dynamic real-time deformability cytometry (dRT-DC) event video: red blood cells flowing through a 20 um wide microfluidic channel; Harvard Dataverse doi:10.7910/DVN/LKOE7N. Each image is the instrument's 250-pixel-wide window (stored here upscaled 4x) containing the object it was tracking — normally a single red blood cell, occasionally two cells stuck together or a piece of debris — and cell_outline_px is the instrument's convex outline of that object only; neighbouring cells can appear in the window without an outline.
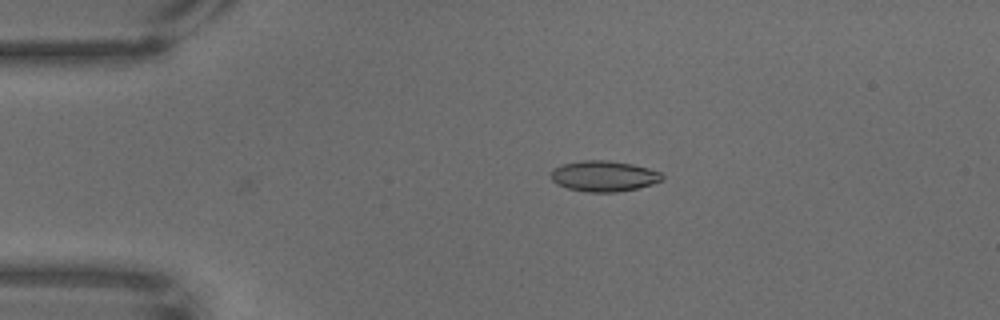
{"species": "common noctule bat (a hibernating species)", "species_latin": "Nyctalus noctula", "temperature_condition": "warm", "stored_images_in_passage": 20, "camera_frame_rate_fps": 3000, "um_per_image_px": 0.085, "animal": {"sex": "male", "body_mass_g": 18.8}, "frame": {"image": 1, "passage_image": 20, "time_ms": 6.333, "image_size_px": [1000, 320], "cell_outline_px": [[664, 180], [652, 184], [636, 188], [616, 192], [588, 192], [568, 188], [556, 184], [552, 180], [552, 168], [564, 164], [580, 160], [608, 160], [632, 164], [648, 168], [660, 172], [664, 176]], "centroid_in_image_um": [51.33, 14.96], "position_along_channel_um": 33.7, "area_um2": 19.88}}